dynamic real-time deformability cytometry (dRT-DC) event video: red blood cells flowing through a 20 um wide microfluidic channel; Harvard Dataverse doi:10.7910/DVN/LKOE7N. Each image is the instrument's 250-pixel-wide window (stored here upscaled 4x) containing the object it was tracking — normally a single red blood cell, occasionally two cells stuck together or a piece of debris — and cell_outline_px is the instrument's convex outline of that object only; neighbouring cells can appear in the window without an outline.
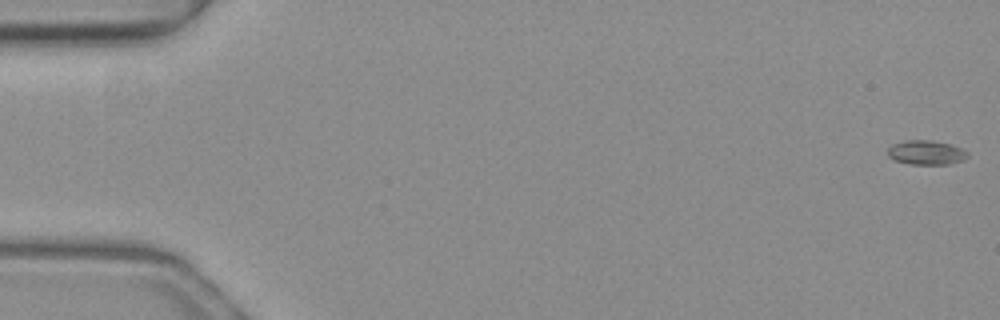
{"species": "common noctule bat (a hibernating species)", "species_latin": "Nyctalus noctula", "temperature_condition": "warm", "stored_images_in_passage": 53, "camera_frame_rate_fps": 3000, "um_per_image_px": 0.085, "animal": {"sex": "female", "body_mass_g": 19.3, "forearm_length_mm": 54.1}, "frame": {"image": 1, "passage_image": 1, "time_ms": 0.0, "image_size_px": [1000, 320], "cell_outline_px": [[968, 156], [964, 160], [948, 164], [908, 164], [896, 160], [888, 156], [888, 148], [892, 144], [908, 140], [932, 140], [948, 144], [960, 148], [968, 152]], "centroid_in_image_um": [78.72, 12.97], "position_along_channel_um": 6.3, "area_um2": 11.21}}
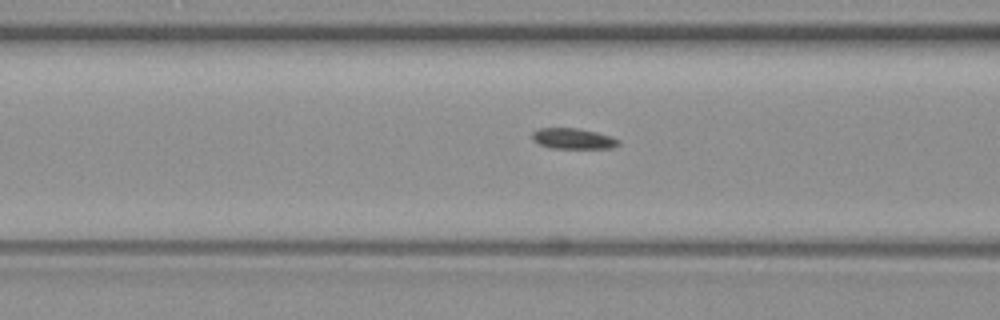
{"frame": {"image": 2, "passage_image": 21, "time_ms": 6.667, "image_size_px": [1000, 320], "cell_outline_px": [[620, 144], [612, 148], [552, 148], [540, 144], [532, 140], [532, 132], [540, 128], [576, 128], [596, 132], [620, 140]], "centroid_in_image_um": [48.7, 11.78], "position_along_channel_um": 117.9, "area_um2": 10.29}}
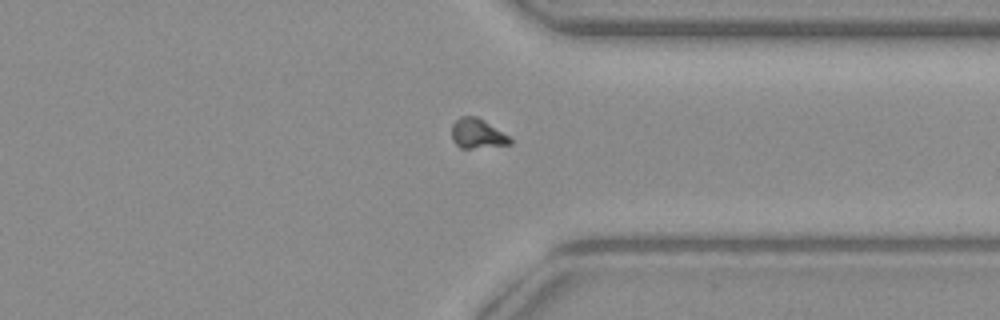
{"frame": {"image": 3, "passage_image": 40, "time_ms": 13.0, "image_size_px": [1000, 320], "cell_outline_px": [[512, 144], [472, 148], [460, 148], [452, 140], [452, 124], [460, 116], [476, 116], [484, 120], [508, 136], [512, 140]], "centroid_in_image_um": [40.55, 11.35], "position_along_channel_um": 370.9, "area_um2": 10.0}}